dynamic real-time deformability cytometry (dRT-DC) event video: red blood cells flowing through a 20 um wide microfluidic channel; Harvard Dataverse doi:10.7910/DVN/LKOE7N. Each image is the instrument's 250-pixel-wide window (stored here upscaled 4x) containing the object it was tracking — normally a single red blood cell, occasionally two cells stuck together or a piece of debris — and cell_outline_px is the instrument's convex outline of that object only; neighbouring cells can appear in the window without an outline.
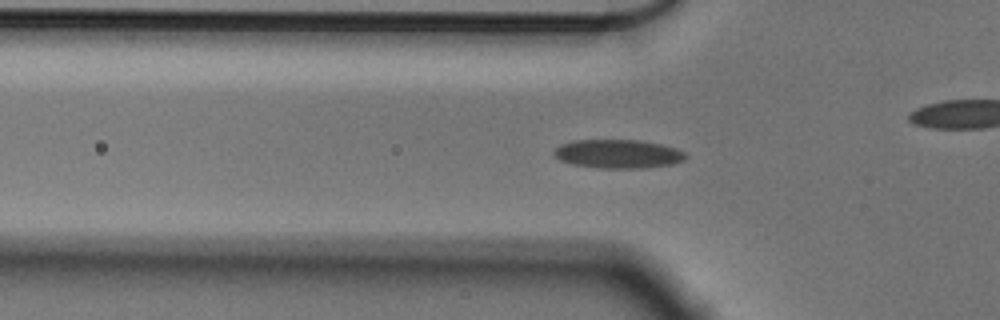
{"species": "Egyptian fruit bat (a non-hibernating species)", "species_latin": "Rousettus aegyptiacus", "temperature_condition": "cold", "stored_images_in_passage": 30, "camera_frame_rate_fps": 3000, "um_per_image_px": 0.085, "animal": {"sex": "male"}, "frame": {"image": 1, "passage_image": 2, "time_ms": 0.333, "image_size_px": [1000, 320], "cell_outline_px": [[688, 156], [684, 160], [672, 164], [644, 168], [596, 168], [572, 164], [560, 160], [552, 152], [560, 144], [572, 140], [640, 140], [660, 144], [676, 148], [684, 152]], "centroid_in_image_um": [52.53, 13.08], "position_along_channel_um": 73.3, "area_um2": 22.14}}
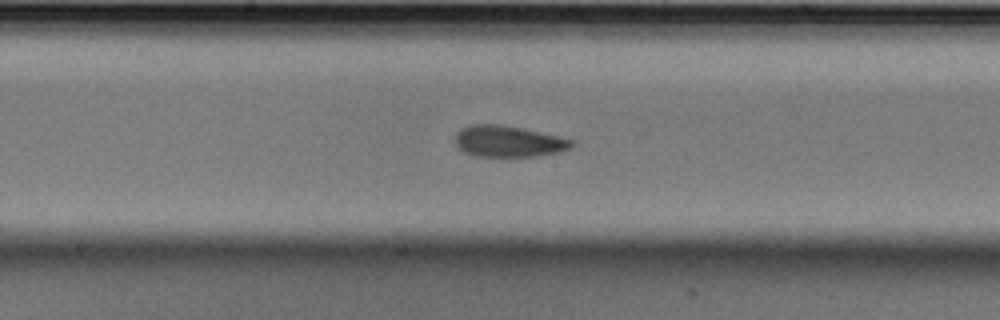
{"frame": {"image": 2, "passage_image": 13, "time_ms": 4.0, "image_size_px": [1000, 320], "cell_outline_px": [[576, 144], [572, 148], [560, 152], [540, 156], [476, 156], [464, 152], [456, 144], [456, 132], [460, 128], [472, 124], [496, 124], [520, 128], [556, 136], [572, 140]], "centroid_in_image_um": [43.22, 12.02], "position_along_channel_um": 205.0, "area_um2": 21.1}}
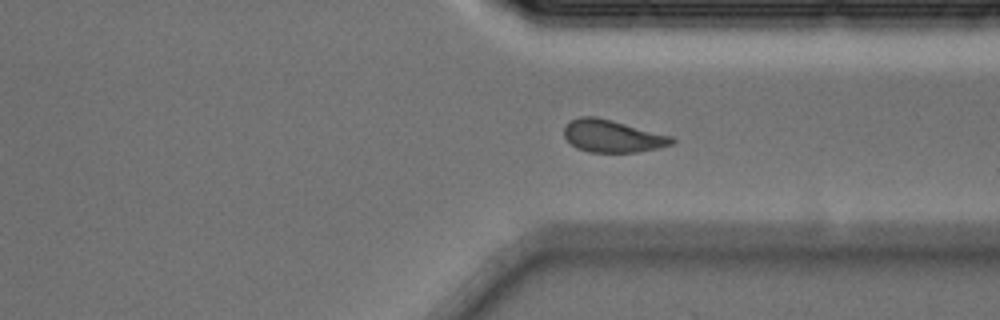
{"frame": {"image": 3, "passage_image": 26, "time_ms": 8.333, "image_size_px": [1000, 320], "cell_outline_px": [[676, 140], [672, 144], [660, 148], [636, 152], [588, 152], [576, 148], [564, 136], [564, 128], [572, 120], [580, 116], [596, 116], [612, 120], [672, 136]], "centroid_in_image_um": [52.07, 11.57], "position_along_channel_um": 359.3, "area_um2": 20.29}, "authors_computed_cell_mechanics": {"area_um2": 21.2704, "velocity_mm_per_s": 3.5715, "shape_relaxation_time_tau1_ms": 4.9924, "shape_relaxation_time_tau2_ms": 2.4844, "deformation_change_tau1": 0.1033, "deformation_change_tau2": 0.0911}}